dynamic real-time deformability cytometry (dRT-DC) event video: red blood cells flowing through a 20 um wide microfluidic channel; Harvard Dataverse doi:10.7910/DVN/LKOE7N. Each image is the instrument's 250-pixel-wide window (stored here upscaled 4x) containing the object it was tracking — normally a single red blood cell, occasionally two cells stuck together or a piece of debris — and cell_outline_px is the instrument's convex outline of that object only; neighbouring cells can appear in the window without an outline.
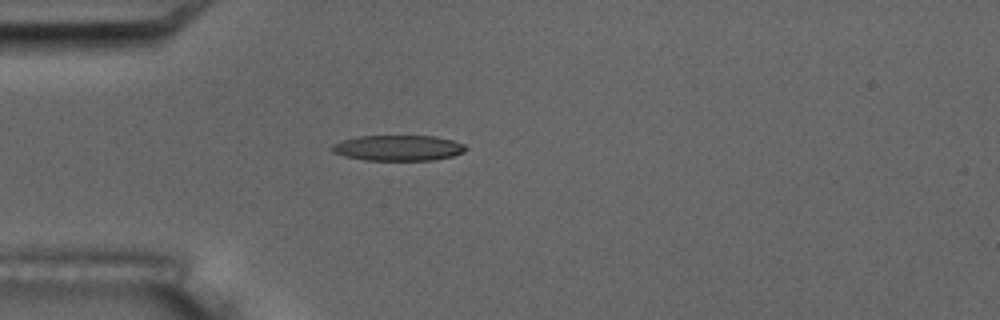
{"species": "common noctule bat (a hibernating species)", "species_latin": "Nyctalus noctula", "temperature_condition": "room temperature", "stored_images_in_passage": 11, "camera_frame_rate_fps": 3000, "um_per_image_px": 0.085, "animal": {"sex": "male", "body_mass_g": 17.5, "forearm_length_mm": 52.3}, "frame": {"image": 1, "passage_image": 4, "time_ms": 3.667, "image_size_px": [1000, 320], "cell_outline_px": [[468, 148], [464, 152], [452, 156], [432, 160], [364, 160], [344, 156], [332, 152], [332, 144], [340, 140], [360, 136], [436, 136], [452, 140], [464, 144]], "centroid_in_image_um": [33.84, 12.57], "position_along_channel_um": 51.2, "area_um2": 20.0}}
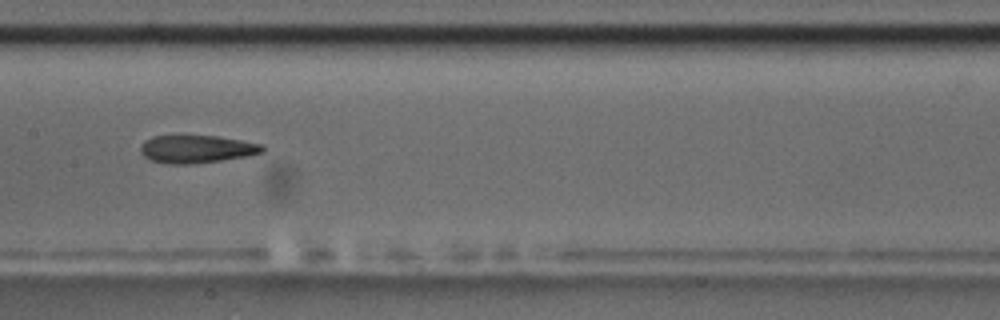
{"frame": {"image": 2, "passage_image": 8, "time_ms": 8.0, "image_size_px": [1000, 320], "cell_outline_px": [[264, 152], [248, 156], [220, 160], [188, 164], [168, 164], [152, 160], [144, 156], [140, 152], [140, 144], [144, 140], [152, 136], [180, 132], [216, 136], [264, 144]], "centroid_in_image_um": [16.65, 12.61], "position_along_channel_um": 190.7, "area_um2": 20.63}}